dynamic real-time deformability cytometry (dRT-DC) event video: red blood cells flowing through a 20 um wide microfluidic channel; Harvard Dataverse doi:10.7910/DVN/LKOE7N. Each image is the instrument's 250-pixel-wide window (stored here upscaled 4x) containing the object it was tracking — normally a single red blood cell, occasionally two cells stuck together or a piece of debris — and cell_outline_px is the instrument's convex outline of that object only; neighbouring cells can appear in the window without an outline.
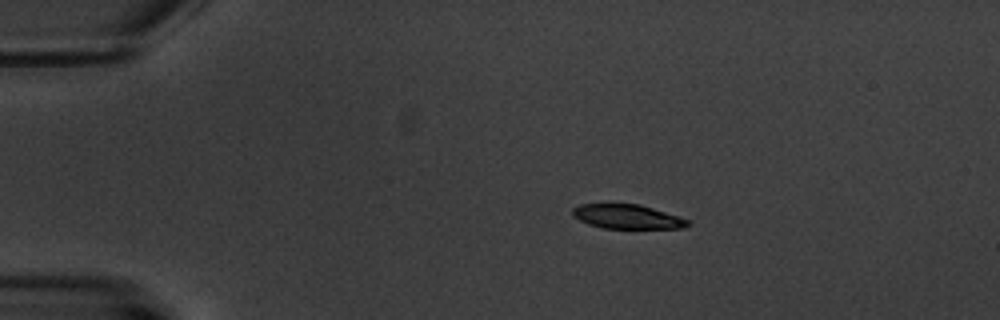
{"species": "common noctule bat (a hibernating species)", "species_latin": "Nyctalus noctula", "temperature_condition": "warm", "stored_images_in_passage": 9, "camera_frame_rate_fps": 3000, "um_per_image_px": 0.085, "animal": {"sex": "male", "body_mass_g": 20.1, "forearm_length_mm": 53.5}, "frame": {"image": 1, "passage_image": 4, "time_ms": 3.333, "image_size_px": [1000, 320], "cell_outline_px": [[692, 224], [684, 228], [604, 228], [588, 224], [572, 216], [572, 208], [580, 204], [640, 204], [688, 220]], "centroid_in_image_um": [53.28, 18.42], "position_along_channel_um": 31.7, "area_um2": 16.13}}
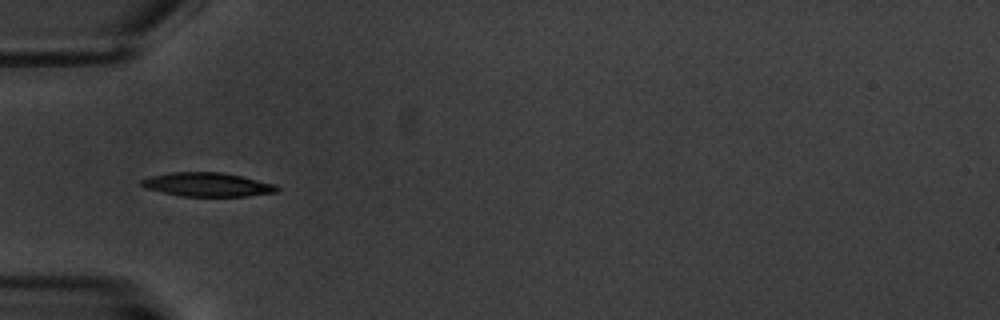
{"frame": {"image": 2, "passage_image": 6, "time_ms": 6.0, "image_size_px": [1000, 320], "cell_outline_px": [[280, 188], [276, 192], [248, 196], [180, 196], [148, 188], [140, 184], [140, 180], [148, 176], [172, 172], [220, 172], [240, 176], [276, 184]], "centroid_in_image_um": [17.63, 15.68], "position_along_channel_um": 67.4, "area_um2": 18.73}}
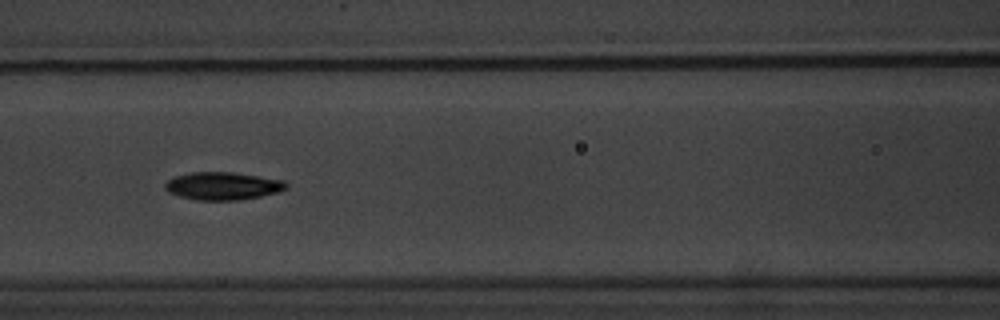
{"frame": {"image": 3, "passage_image": 8, "time_ms": 8.333, "image_size_px": [1000, 320], "cell_outline_px": [[288, 188], [280, 192], [240, 200], [196, 200], [180, 196], [168, 192], [164, 188], [164, 184], [168, 180], [176, 176], [192, 172], [232, 172], [284, 180], [288, 184]], "centroid_in_image_um": [18.96, 15.81], "position_along_channel_um": 147.6, "area_um2": 19.65}}